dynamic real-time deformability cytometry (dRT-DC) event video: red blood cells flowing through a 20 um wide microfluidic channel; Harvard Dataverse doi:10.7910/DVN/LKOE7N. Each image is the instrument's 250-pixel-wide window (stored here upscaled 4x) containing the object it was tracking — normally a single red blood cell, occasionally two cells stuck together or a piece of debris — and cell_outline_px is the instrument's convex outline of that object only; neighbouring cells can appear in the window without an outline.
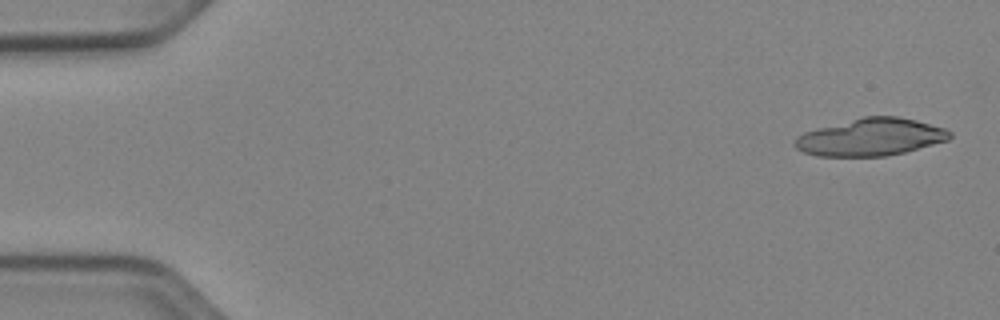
{"species": "Egyptian fruit bat (a non-hibernating species)", "species_latin": "Rousettus aegyptiacus", "temperature_condition": "cold", "stored_images_in_passage": 18, "camera_frame_rate_fps": 3000, "um_per_image_px": 0.085, "animal": {"sex": "female"}, "frame": {"image": 1, "passage_image": 1, "time_ms": 0.0, "image_size_px": [1000, 320], "cell_outline_px": [[952, 136], [948, 140], [904, 152], [884, 156], [816, 156], [804, 152], [796, 148], [792, 144], [792, 140], [796, 136], [804, 132], [816, 128], [864, 116], [896, 116], [916, 120], [944, 128], [952, 132]], "centroid_in_image_um": [73.97, 11.65], "position_along_channel_um": 11.0, "area_um2": 33.76}}